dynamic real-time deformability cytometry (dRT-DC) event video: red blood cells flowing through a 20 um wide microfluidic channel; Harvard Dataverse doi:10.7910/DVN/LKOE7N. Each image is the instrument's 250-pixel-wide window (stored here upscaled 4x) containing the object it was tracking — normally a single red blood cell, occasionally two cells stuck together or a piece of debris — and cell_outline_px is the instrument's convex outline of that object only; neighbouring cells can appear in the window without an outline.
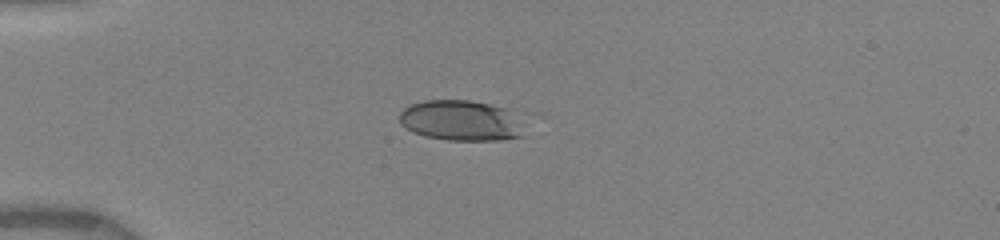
{"species": "human", "species_latin": "Homo sapiens", "temperature_condition": "warm", "stored_images_in_passage": 5, "camera_frame_rate_fps": 3000, "um_per_image_px": 0.085, "donor": {"sex": "female"}, "frame": {"image": 1, "passage_image": 1, "time_ms": 0.0, "image_size_px": [1000, 240], "cell_outline_px": [[532, 116], [524, 136], [500, 140], [448, 140], [424, 136], [412, 132], [400, 124], [400, 112], [404, 108], [412, 104], [424, 100], [468, 100], [488, 104], [524, 112]], "centroid_in_image_um": [39.43, 10.24], "position_along_channel_um": 45.6, "area_um2": 31.1}}
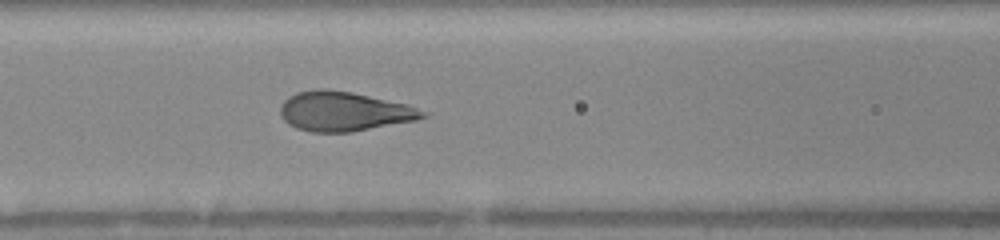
{"frame": {"image": 2, "passage_image": 5, "time_ms": 3.0, "image_size_px": [1000, 240], "cell_outline_px": [[428, 116], [416, 120], [352, 132], [312, 132], [296, 128], [288, 124], [280, 116], [280, 108], [284, 100], [288, 96], [296, 92], [316, 88], [324, 88], [352, 92], [408, 104], [428, 112]], "centroid_in_image_um": [29.23, 9.46], "position_along_channel_um": 137.4, "area_um2": 33.06}}